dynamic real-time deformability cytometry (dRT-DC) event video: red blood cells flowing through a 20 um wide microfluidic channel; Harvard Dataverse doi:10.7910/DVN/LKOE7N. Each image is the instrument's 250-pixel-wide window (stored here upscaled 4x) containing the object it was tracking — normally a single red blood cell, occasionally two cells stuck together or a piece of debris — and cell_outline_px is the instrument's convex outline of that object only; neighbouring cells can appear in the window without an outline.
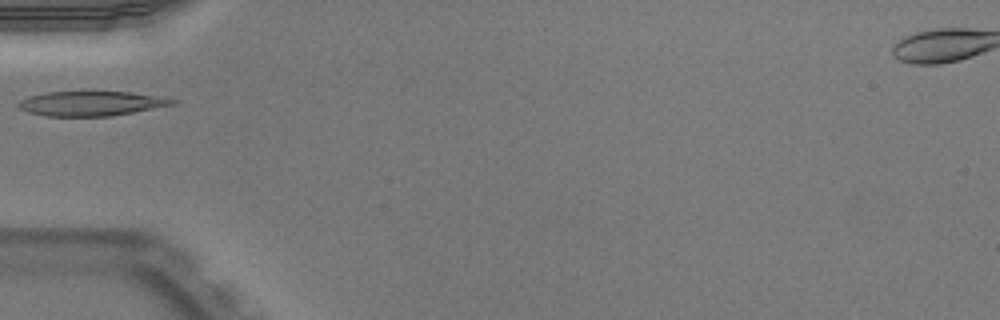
{"species": "Egyptian fruit bat (a non-hibernating species)", "species_latin": "Rousettus aegyptiacus", "temperature_condition": "warm", "stored_images_in_passage": 35, "camera_frame_rate_fps": 3000, "um_per_image_px": 0.085, "animal": {"sex": "male"}, "frame": {"image": 1, "passage_image": 1, "time_ms": 0.0, "image_size_px": [1000, 320], "cell_outline_px": [[180, 100], [176, 104], [112, 116], [44, 116], [28, 112], [20, 108], [16, 104], [20, 100], [28, 96], [48, 92], [132, 92]], "centroid_in_image_um": [7.75, 8.8], "position_along_channel_um": 77.2, "area_um2": 22.08}}